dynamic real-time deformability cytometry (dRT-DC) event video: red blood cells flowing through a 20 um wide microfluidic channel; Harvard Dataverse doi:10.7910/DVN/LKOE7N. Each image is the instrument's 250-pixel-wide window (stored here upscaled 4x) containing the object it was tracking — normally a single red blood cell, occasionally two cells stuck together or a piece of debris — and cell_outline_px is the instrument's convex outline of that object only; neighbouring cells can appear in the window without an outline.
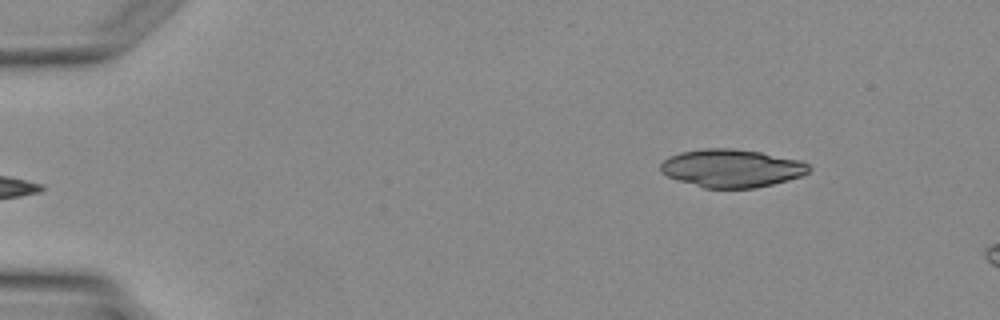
{"species": "Egyptian fruit bat (a non-hibernating species)", "species_latin": "Rousettus aegyptiacus", "temperature_condition": "warm", "stored_images_in_passage": 3, "segment_of_instrument_passage": [2, 2], "camera_frame_rate_fps": 3000, "um_per_image_px": 0.085, "animal": {"sex": "female"}, "frame": {"image": 1, "passage_image": 3, "time_ms": 2.667, "image_size_px": [1000, 320], "cell_outline_px": [[812, 168], [808, 172], [800, 176], [788, 180], [772, 184], [752, 188], [704, 188], [676, 180], [660, 172], [660, 164], [664, 160], [680, 152], [704, 148], [732, 148], [760, 152], [800, 160], [808, 164]], "centroid_in_image_um": [62.17, 14.3], "position_along_channel_um": 22.8, "area_um2": 32.83}}